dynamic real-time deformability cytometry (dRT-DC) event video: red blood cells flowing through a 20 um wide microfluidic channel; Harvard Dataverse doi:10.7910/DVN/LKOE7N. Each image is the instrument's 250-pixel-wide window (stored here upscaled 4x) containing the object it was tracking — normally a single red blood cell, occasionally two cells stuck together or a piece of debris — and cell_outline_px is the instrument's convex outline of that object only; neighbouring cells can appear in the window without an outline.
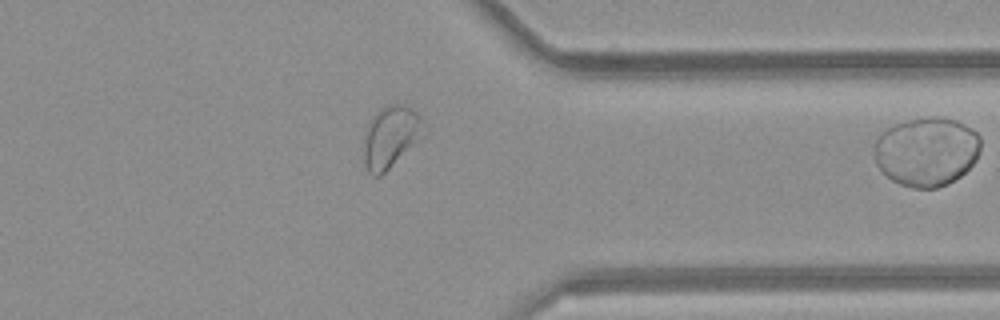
{"species": "common noctule bat (a hibernating species)", "species_latin": "Nyctalus noctula", "temperature_condition": "room temperature", "stored_images_in_passage": 23, "segment_of_instrument_passage": [2, 2], "camera_frame_rate_fps": 3000, "um_per_image_px": 0.085, "animal": {"sex": "female", "body_mass_g": 21.9}, "frame": {"image": 1, "passage_image": 23, "time_ms": 7.333, "image_size_px": [1000, 320], "cell_outline_px": [[980, 152], [976, 160], [960, 176], [948, 184], [936, 188], [912, 188], [900, 184], [892, 180], [876, 164], [876, 140], [888, 128], [896, 124], [908, 120], [932, 116], [940, 116], [956, 120], [972, 128], [980, 136]], "centroid_in_image_um": [78.81, 12.88], "position_along_channel_um": 332.6, "area_um2": 42.54}}